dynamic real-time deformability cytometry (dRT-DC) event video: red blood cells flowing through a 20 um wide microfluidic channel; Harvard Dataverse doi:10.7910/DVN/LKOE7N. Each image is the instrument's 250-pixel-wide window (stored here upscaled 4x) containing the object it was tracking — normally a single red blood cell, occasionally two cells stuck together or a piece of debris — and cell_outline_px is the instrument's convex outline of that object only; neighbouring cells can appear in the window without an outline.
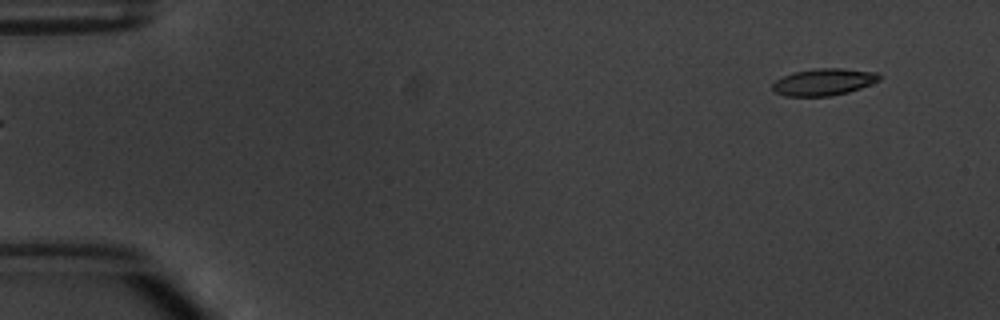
{"species": "common noctule bat (a hibernating species)", "species_latin": "Nyctalus noctula", "temperature_condition": "warm", "stored_images_in_passage": 3, "segment_of_instrument_passage": [2, 2], "camera_frame_rate_fps": 3000, "um_per_image_px": 0.085, "animal": {"sex": "male", "body_mass_g": 20.1, "forearm_length_mm": 53.5}, "frame": {"image": 1, "passage_image": 3, "time_ms": 2.667, "image_size_px": [1000, 320], "cell_outline_px": [[880, 80], [860, 88], [848, 92], [828, 96], [784, 96], [772, 92], [772, 84], [776, 80], [792, 72], [816, 68], [840, 68], [876, 72], [880, 76]], "centroid_in_image_um": [69.97, 6.97], "position_along_channel_um": 15.0, "area_um2": 16.76}}